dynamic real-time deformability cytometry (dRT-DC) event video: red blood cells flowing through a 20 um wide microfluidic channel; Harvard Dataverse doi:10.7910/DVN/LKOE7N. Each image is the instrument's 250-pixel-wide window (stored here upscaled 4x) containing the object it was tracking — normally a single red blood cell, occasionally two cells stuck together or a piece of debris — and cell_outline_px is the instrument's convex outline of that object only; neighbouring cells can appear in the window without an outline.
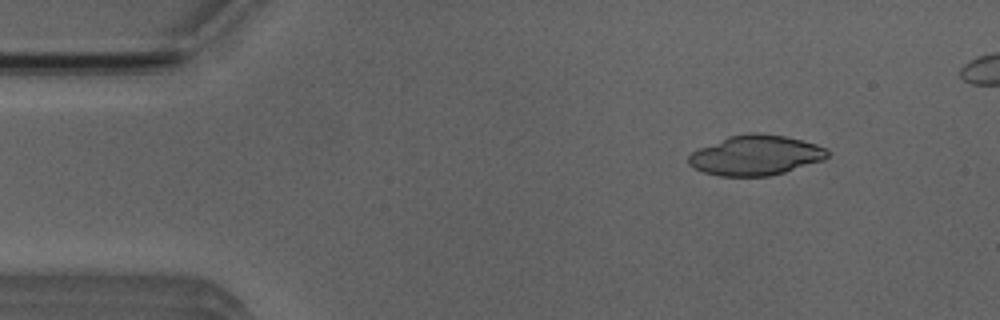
{"species": "Egyptian fruit bat (a non-hibernating species)", "species_latin": "Rousettus aegyptiacus", "temperature_condition": "room temperature", "stored_images_in_passage": 4, "camera_frame_rate_fps": 3000, "um_per_image_px": 0.085, "animal": {"sex": "male"}, "frame": {"image": 1, "passage_image": 1, "time_ms": 0.0, "image_size_px": [1000, 320], "cell_outline_px": [[828, 156], [824, 160], [784, 172], [768, 176], [720, 176], [704, 172], [692, 168], [688, 164], [688, 156], [692, 152], [700, 148], [728, 136], [748, 132], [760, 132], [784, 136], [816, 144], [824, 148], [828, 152]], "centroid_in_image_um": [64.2, 13.19], "position_along_channel_um": 20.8, "area_um2": 32.31}}